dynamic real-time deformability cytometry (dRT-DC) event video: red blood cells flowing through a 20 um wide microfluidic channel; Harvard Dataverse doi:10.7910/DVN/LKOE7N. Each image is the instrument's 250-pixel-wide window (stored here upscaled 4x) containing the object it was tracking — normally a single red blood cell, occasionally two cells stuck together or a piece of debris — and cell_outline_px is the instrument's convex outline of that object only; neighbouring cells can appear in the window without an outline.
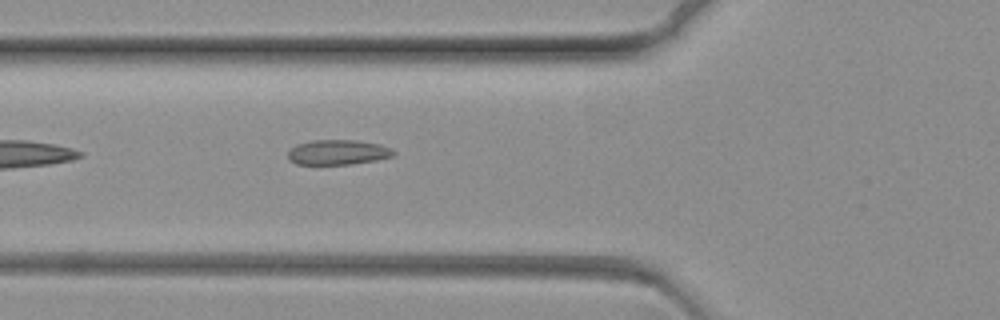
{"species": "common noctule bat (a hibernating species)", "species_latin": "Nyctalus noctula", "temperature_condition": "warm", "stored_images_in_passage": 22, "camera_frame_rate_fps": 3000, "um_per_image_px": 0.085, "animal": {"sex": "female", "body_mass_g": 19.3, "forearm_length_mm": 54.1}, "frame": {"image": 1, "passage_image": 4, "time_ms": 1.0, "image_size_px": [1000, 320], "cell_outline_px": [[396, 152], [392, 156], [376, 160], [352, 164], [296, 164], [288, 160], [288, 152], [296, 144], [312, 140], [356, 140], [380, 144]], "centroid_in_image_um": [28.69, 12.94], "position_along_channel_um": 97.1, "area_um2": 15.32}}
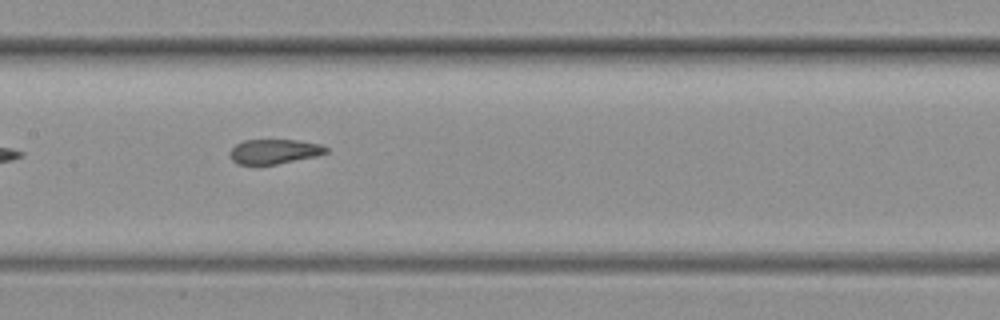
{"frame": {"image": 2, "passage_image": 13, "time_ms": 4.0, "image_size_px": [1000, 320], "cell_outline_px": [[328, 152], [316, 156], [276, 164], [236, 164], [232, 160], [228, 152], [236, 144], [244, 140], [296, 140], [320, 144], [328, 148]], "centroid_in_image_um": [23.29, 12.87], "position_along_channel_um": 184.1, "area_um2": 13.76}}